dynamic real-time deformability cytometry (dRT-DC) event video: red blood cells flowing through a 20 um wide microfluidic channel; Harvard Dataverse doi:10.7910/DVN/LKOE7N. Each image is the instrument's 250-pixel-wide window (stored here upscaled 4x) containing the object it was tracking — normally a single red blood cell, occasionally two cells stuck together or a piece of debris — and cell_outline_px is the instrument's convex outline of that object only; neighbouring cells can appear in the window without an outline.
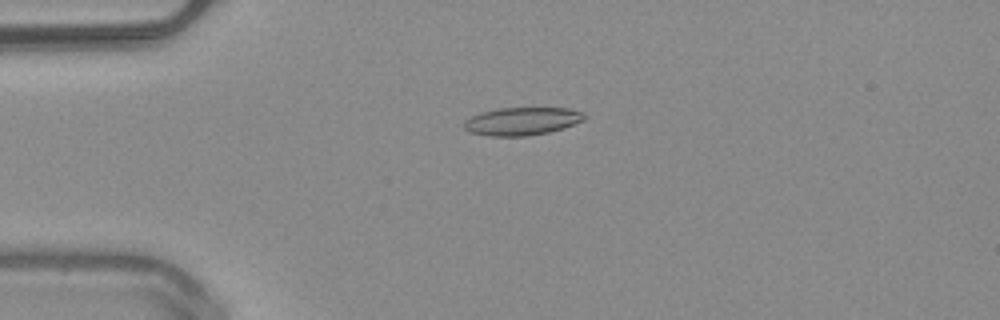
{"species": "common noctule bat (a hibernating species)", "species_latin": "Nyctalus noctula", "temperature_condition": "warm", "stored_images_in_passage": 46, "camera_frame_rate_fps": 3000, "um_per_image_px": 0.085, "animal": {"sex": "male", "body_mass_g": 20.4}, "frame": {"image": 1, "passage_image": 8, "time_ms": 2.333, "image_size_px": [1000, 320], "cell_outline_px": [[588, 116], [584, 120], [564, 128], [548, 132], [528, 136], [488, 136], [468, 132], [464, 128], [464, 120], [480, 112], [500, 108], [568, 108], [580, 112]], "centroid_in_image_um": [44.35, 10.31], "position_along_channel_um": 40.7, "area_um2": 19.65}}
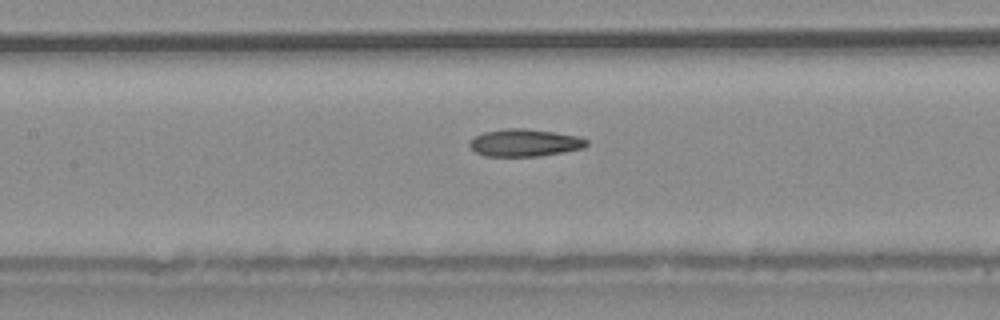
{"frame": {"image": 2, "passage_image": 19, "time_ms": 6.0, "image_size_px": [1000, 320], "cell_outline_px": [[588, 144], [584, 148], [564, 152], [540, 156], [484, 156], [476, 152], [468, 144], [476, 136], [484, 132], [508, 128], [524, 128], [556, 132], [576, 136], [588, 140]], "centroid_in_image_um": [44.62, 12.14], "position_along_channel_um": 162.8, "area_um2": 18.61}}
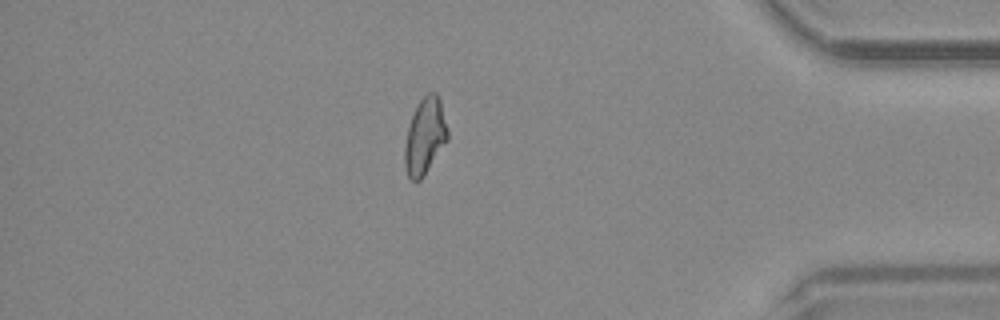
{"frame": {"image": 3, "passage_image": 39, "time_ms": 12.667, "image_size_px": [1000, 320], "cell_outline_px": [[448, 140], [424, 176], [420, 180], [412, 180], [408, 176], [404, 168], [404, 148], [408, 124], [420, 100], [428, 92], [436, 92], [440, 100], [448, 132]], "centroid_in_image_um": [36.11, 11.6], "position_along_channel_um": 399.1, "area_um2": 19.07}, "authors_computed_cell_mechanics": {"area_um2": 18.9584, "velocity_mm_per_s": 4.065, "shape_relaxation_time_tau1_ms": null, "shape_relaxation_time_tau2_ms": 2.6656, "deformation_change_tau1": null, "deformation_change_tau2": 0.1013}}